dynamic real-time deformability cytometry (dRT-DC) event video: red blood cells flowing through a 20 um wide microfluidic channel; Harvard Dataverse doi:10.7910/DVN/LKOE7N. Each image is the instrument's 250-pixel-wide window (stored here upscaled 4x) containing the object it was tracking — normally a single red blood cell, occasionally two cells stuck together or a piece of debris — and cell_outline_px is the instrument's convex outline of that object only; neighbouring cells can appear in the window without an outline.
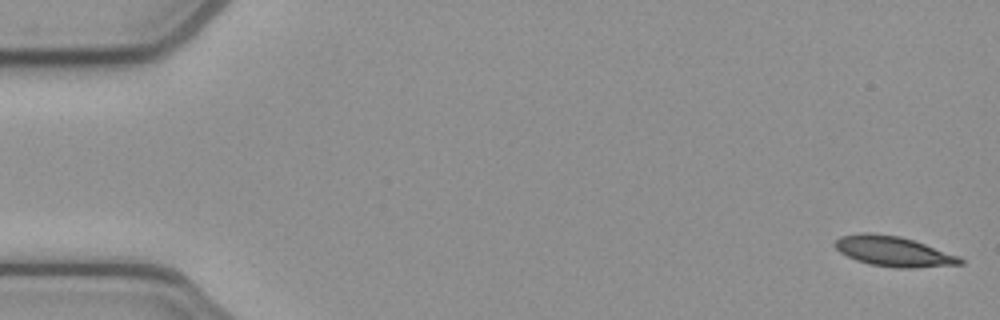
{"species": "common noctule bat (a hibernating species)", "species_latin": "Nyctalus noctula", "temperature_condition": "cold", "stored_images_in_passage": 53, "camera_frame_rate_fps": 3000, "um_per_image_px": 0.085, "animal": {"sex": "female", "body_mass_g": 21.9}, "frame": {"image": 1, "passage_image": 1, "time_ms": 0.0, "image_size_px": [1000, 320], "cell_outline_px": [[964, 264], [908, 268], [900, 268], [868, 264], [856, 260], [840, 252], [832, 244], [840, 236], [864, 232], [868, 232], [900, 236], [960, 256], [964, 260]], "centroid_in_image_um": [75.93, 21.36], "position_along_channel_um": 9.1, "area_um2": 21.91}}
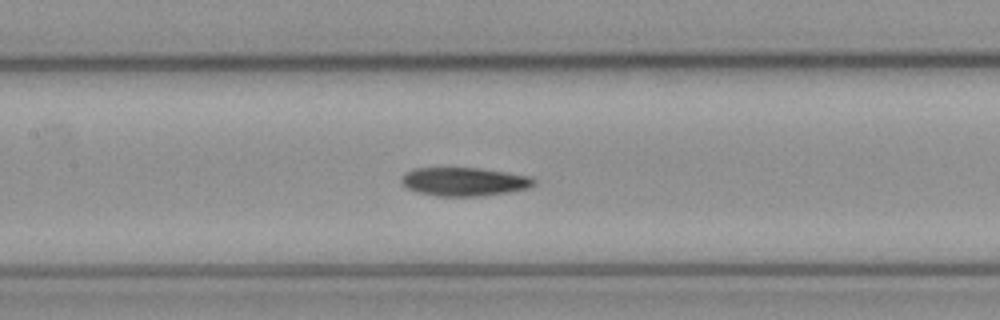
{"frame": {"image": 2, "passage_image": 24, "time_ms": 7.667, "image_size_px": [1000, 320], "cell_outline_px": [[536, 184], [528, 188], [508, 192], [480, 196], [436, 196], [416, 192], [400, 184], [400, 180], [404, 172], [412, 168], [480, 168], [532, 176], [536, 180]], "centroid_in_image_um": [39.43, 15.44], "position_along_channel_um": 168.0, "area_um2": 22.31}}
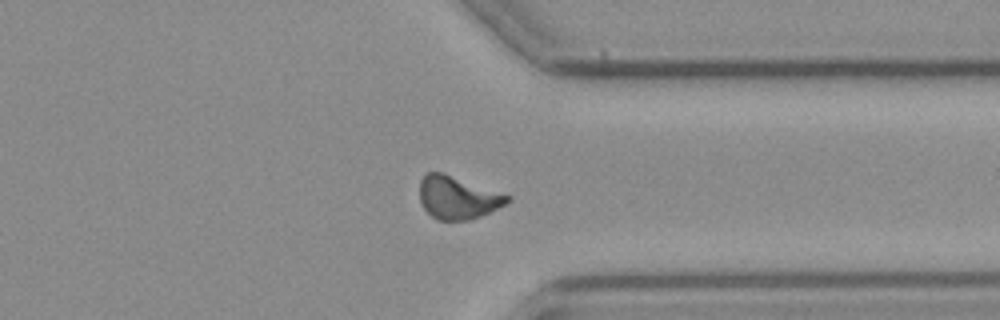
{"frame": {"image": 3, "passage_image": 40, "time_ms": 13.0, "image_size_px": [1000, 320], "cell_outline_px": [[512, 200], [480, 216], [468, 220], [436, 220], [420, 204], [420, 180], [428, 172], [444, 172], [512, 196]], "centroid_in_image_um": [38.89, 16.78], "position_along_channel_um": 372.5, "area_um2": 21.91}, "authors_computed_cell_mechanics": {"area_um2": 21.9062, "velocity_mm_per_s": 3.8851, "shape_relaxation_time_tau1_ms": null, "shape_relaxation_time_tau2_ms": 7.639, "deformation_change_tau1": null, "deformation_change_tau2": 0.1428}}